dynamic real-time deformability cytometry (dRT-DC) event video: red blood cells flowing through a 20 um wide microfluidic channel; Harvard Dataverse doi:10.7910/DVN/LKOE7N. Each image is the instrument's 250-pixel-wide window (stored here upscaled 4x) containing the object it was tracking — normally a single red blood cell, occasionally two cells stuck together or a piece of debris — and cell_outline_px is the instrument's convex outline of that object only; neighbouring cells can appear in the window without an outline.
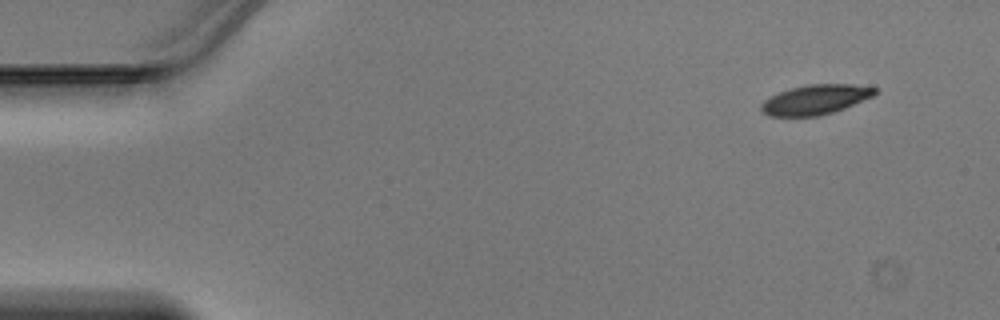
{"species": "Egyptian fruit bat (a non-hibernating species)", "species_latin": "Rousettus aegyptiacus", "temperature_condition": "warm", "stored_images_in_passage": 45, "camera_frame_rate_fps": 3000, "um_per_image_px": 0.085, "animal": {"sex": "male"}, "frame": {"image": 1, "passage_image": 1, "time_ms": 0.0, "image_size_px": [1000, 320], "cell_outline_px": [[876, 92], [872, 96], [844, 108], [820, 116], [768, 116], [760, 108], [760, 104], [764, 100], [780, 92], [792, 88], [808, 84], [852, 84], [876, 88]], "centroid_in_image_um": [69.29, 8.47], "position_along_channel_um": 15.7, "area_um2": 19.42}}
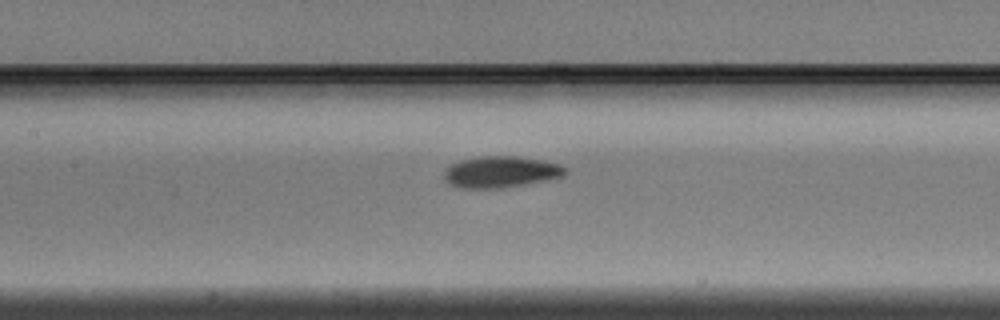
{"frame": {"image": 2, "passage_image": 19, "time_ms": 6.0, "image_size_px": [1000, 320], "cell_outline_px": [[568, 172], [564, 176], [504, 188], [460, 188], [448, 184], [444, 180], [444, 168], [460, 160], [480, 156], [516, 156], [540, 160], [560, 164]], "centroid_in_image_um": [42.51, 14.61], "position_along_channel_um": 164.9, "area_um2": 22.2}}
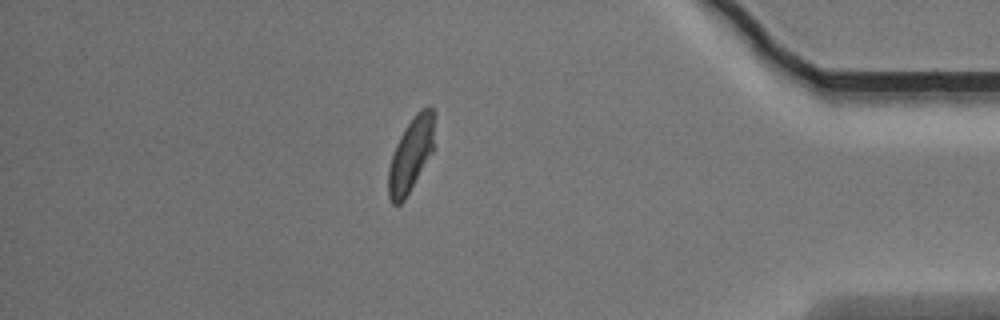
{"frame": {"image": 3, "passage_image": 38, "time_ms": 12.333, "image_size_px": [1000, 320], "cell_outline_px": [[432, 152], [404, 200], [400, 204], [392, 204], [388, 196], [388, 168], [396, 144], [404, 128], [416, 112], [420, 108], [432, 108]], "centroid_in_image_um": [34.87, 13.19], "position_along_channel_um": 400.3, "area_um2": 19.19}}